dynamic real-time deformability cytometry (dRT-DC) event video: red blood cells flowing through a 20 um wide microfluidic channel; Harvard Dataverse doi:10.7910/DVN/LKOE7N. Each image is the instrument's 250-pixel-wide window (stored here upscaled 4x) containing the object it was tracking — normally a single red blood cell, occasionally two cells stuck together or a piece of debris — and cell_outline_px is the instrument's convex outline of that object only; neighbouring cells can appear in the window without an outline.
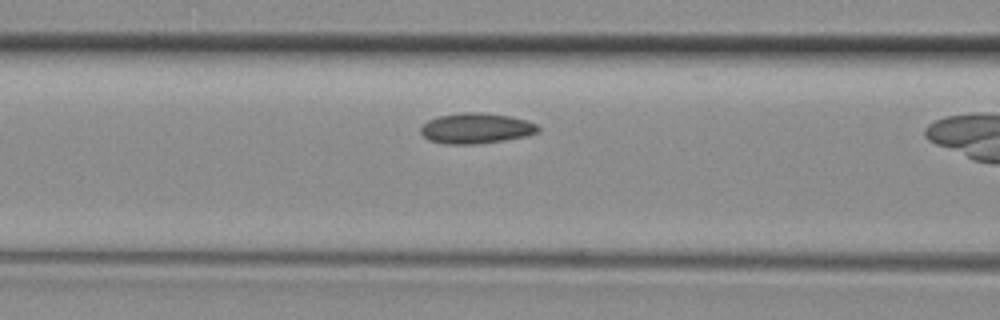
{"species": "common noctule bat (a hibernating species)", "species_latin": "Nyctalus noctula", "temperature_condition": "room temperature", "stored_images_in_passage": 7, "camera_frame_rate_fps": 3000, "um_per_image_px": 0.085, "animal": {"sex": "female", "body_mass_g": 29.2, "forearm_length_mm": 56.3}, "frame": {"image": 1, "passage_image": 6, "time_ms": 1.667, "image_size_px": [1000, 320], "cell_outline_px": [[540, 132], [524, 136], [504, 140], [476, 144], [444, 144], [428, 140], [420, 132], [420, 128], [428, 120], [440, 116], [464, 112], [484, 112], [508, 116], [528, 120], [536, 124], [540, 128]], "centroid_in_image_um": [40.47, 10.91], "position_along_channel_um": 126.1, "area_um2": 20.87}}